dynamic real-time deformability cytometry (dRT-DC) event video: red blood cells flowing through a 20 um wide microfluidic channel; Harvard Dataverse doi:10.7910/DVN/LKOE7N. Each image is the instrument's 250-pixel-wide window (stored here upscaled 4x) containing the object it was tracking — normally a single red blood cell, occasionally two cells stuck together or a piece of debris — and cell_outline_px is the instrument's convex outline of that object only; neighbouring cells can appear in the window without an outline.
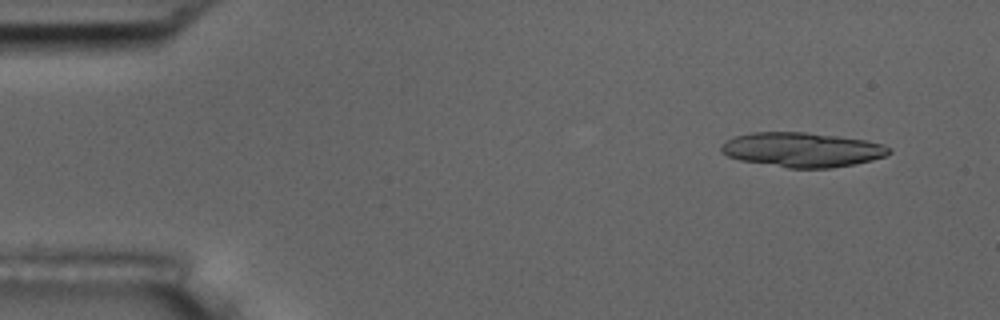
{"species": "common noctule bat (a hibernating species)", "species_latin": "Nyctalus noctula", "temperature_condition": "room temperature", "stored_images_in_passage": 4, "camera_frame_rate_fps": 3000, "um_per_image_px": 0.085, "animal": {"sex": "male", "body_mass_g": 17.5, "forearm_length_mm": 52.3}, "frame": {"image": 1, "passage_image": 1, "time_ms": 0.0, "image_size_px": [1000, 320], "cell_outline_px": [[892, 152], [884, 156], [872, 160], [832, 168], [788, 168], [740, 160], [728, 156], [720, 152], [720, 144], [732, 136], [752, 132], [804, 132], [836, 136], [864, 140], [884, 144], [892, 148]], "centroid_in_image_um": [68.14, 12.72], "position_along_channel_um": 16.9, "area_um2": 33.93}}